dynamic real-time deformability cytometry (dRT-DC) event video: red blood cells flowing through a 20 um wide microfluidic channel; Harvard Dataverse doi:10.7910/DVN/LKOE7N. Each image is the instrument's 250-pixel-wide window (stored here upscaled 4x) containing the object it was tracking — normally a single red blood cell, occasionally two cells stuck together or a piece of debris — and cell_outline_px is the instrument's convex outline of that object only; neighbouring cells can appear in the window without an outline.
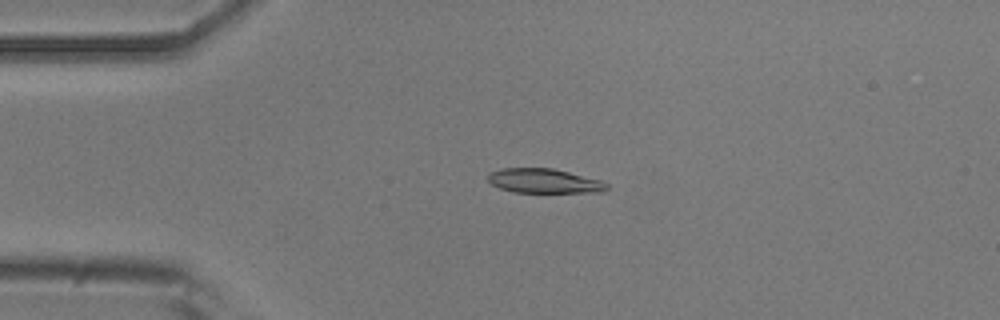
{"species": "common noctule bat (a hibernating species)", "species_latin": "Nyctalus noctula", "temperature_condition": "room temperature", "stored_images_in_passage": 52, "camera_frame_rate_fps": 3000, "um_per_image_px": 0.085, "animal": {"sex": "male", "body_mass_g": 20.5, "forearm_length_mm": 52.5}, "frame": {"image": 1, "passage_image": 12, "time_ms": 3.667, "image_size_px": [1000, 320], "cell_outline_px": [[612, 188], [604, 192], [512, 192], [500, 188], [492, 184], [488, 180], [488, 172], [500, 168], [552, 168], [600, 180], [608, 184]], "centroid_in_image_um": [46.26, 15.38], "position_along_channel_um": 38.7, "area_um2": 16.99}}
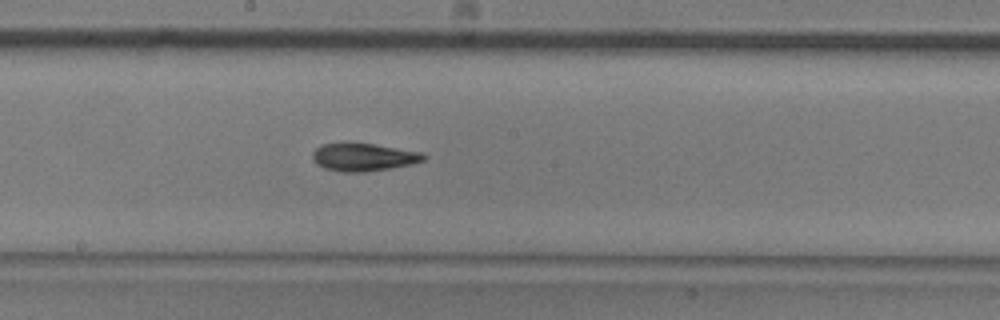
{"frame": {"image": 2, "passage_image": 28, "time_ms": 9.0, "image_size_px": [1000, 320], "cell_outline_px": [[428, 156], [424, 160], [412, 164], [392, 168], [364, 172], [344, 172], [324, 168], [316, 164], [312, 160], [312, 152], [320, 144], [348, 140], [424, 152]], "centroid_in_image_um": [30.87, 13.32], "position_along_channel_um": 217.3, "area_um2": 18.79}}
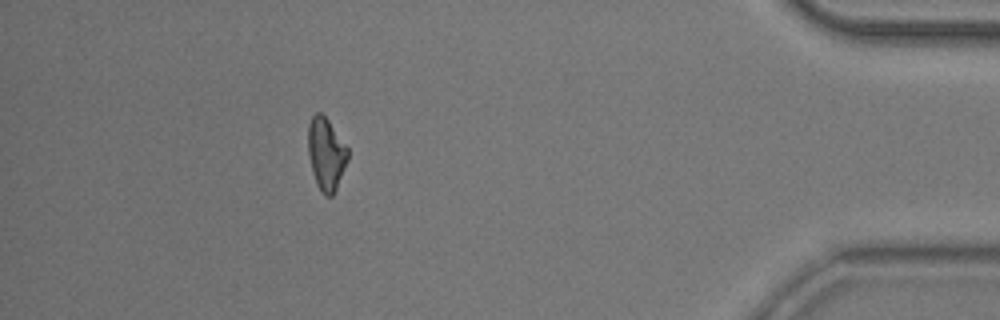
{"frame": {"image": 3, "passage_image": 47, "time_ms": 15.333, "image_size_px": [1000, 320], "cell_outline_px": [[348, 160], [336, 188], [332, 196], [324, 196], [320, 192], [316, 184], [308, 152], [308, 124], [312, 116], [316, 112], [320, 112], [328, 120], [348, 148]], "centroid_in_image_um": [27.71, 13.09], "position_along_channel_um": 407.5, "area_um2": 16.65}, "authors_computed_cell_mechanics": {"area_um2": 17.629, "velocity_mm_per_s": 3.8394, "shape_relaxation_time_tau1_ms": 4.3382, "shape_relaxation_time_tau2_ms": 7.113, "deformation_change_tau1": 0.1379, "deformation_change_tau2": 0.1285}}